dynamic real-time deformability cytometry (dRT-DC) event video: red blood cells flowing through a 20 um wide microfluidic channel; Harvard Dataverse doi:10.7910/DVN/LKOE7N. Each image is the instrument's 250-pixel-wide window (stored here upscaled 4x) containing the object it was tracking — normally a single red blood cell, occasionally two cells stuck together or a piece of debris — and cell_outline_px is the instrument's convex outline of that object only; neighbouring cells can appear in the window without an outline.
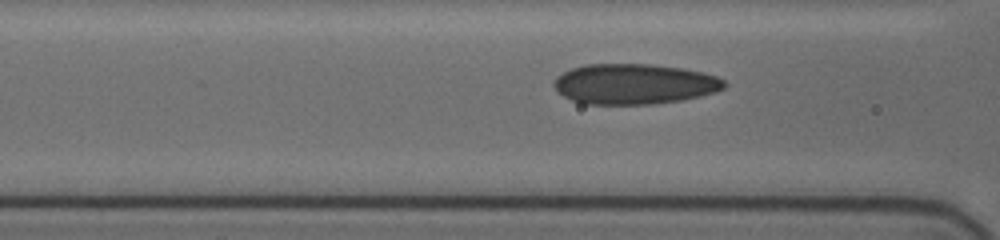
{"species": "human", "species_latin": "Homo sapiens", "temperature_condition": "cold", "stored_images_in_passage": 12, "segment_of_instrument_passage": [1, 2], "camera_frame_rate_fps": 3000, "um_per_image_px": 0.085, "donor": {"sex": "female"}, "frame": {"image": 1, "passage_image": 10, "time_ms": 5.333, "image_size_px": [1000, 240], "cell_outline_px": [[728, 84], [724, 88], [716, 92], [700, 96], [680, 100], [652, 104], [580, 104], [556, 92], [552, 84], [556, 76], [572, 68], [584, 64], [652, 64], [684, 68], [704, 72], [716, 76], [724, 80]], "centroid_in_image_um": [53.9, 7.14], "position_along_channel_um": 112.7, "area_um2": 40.52}}